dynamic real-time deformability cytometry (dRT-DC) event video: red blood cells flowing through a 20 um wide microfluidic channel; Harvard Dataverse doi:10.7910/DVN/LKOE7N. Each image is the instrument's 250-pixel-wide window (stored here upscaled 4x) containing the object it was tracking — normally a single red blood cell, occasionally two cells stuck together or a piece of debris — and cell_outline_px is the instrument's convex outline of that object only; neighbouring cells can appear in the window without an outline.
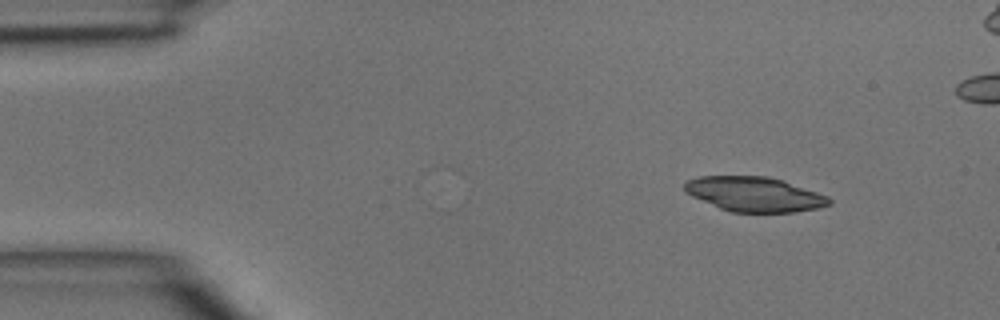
{"species": "common noctule bat (a hibernating species)", "species_latin": "Nyctalus noctula", "temperature_condition": "room temperature", "stored_images_in_passage": 4, "camera_frame_rate_fps": 3000, "um_per_image_px": 0.085, "animal": {"sex": "male", "body_mass_g": 15.6}, "frame": {"image": 1, "passage_image": 1, "time_ms": 0.0, "image_size_px": [1000, 320], "cell_outline_px": [[832, 204], [816, 208], [792, 212], [732, 212], [720, 208], [692, 196], [684, 192], [684, 180], [700, 176], [768, 176], [784, 180], [828, 196], [832, 200]], "centroid_in_image_um": [64.11, 16.49], "position_along_channel_um": 20.9, "area_um2": 29.3}}